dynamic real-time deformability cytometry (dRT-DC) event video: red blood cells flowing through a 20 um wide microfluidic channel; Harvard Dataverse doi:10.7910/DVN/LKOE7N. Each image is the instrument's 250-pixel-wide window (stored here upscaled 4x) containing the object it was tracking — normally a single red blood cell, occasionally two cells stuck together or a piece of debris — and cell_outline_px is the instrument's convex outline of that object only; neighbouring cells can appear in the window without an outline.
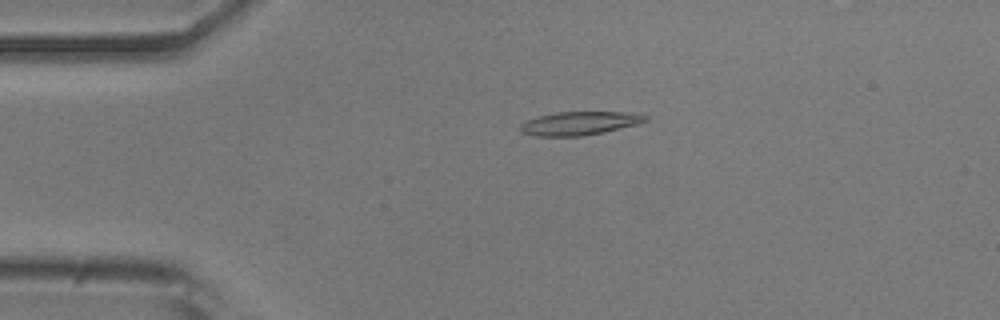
{"species": "common noctule bat (a hibernating species)", "species_latin": "Nyctalus noctula", "temperature_condition": "room temperature", "stored_images_in_passage": 52, "camera_frame_rate_fps": 3000, "um_per_image_px": 0.085, "animal": {"sex": "male", "body_mass_g": 20.5, "forearm_length_mm": 52.5}, "frame": {"image": 1, "passage_image": 11, "time_ms": 3.333, "image_size_px": [1000, 320], "cell_outline_px": [[648, 120], [640, 124], [604, 132], [580, 136], [536, 136], [520, 132], [520, 124], [524, 120], [556, 112], [632, 112], [648, 116]], "centroid_in_image_um": [49.27, 10.48], "position_along_channel_um": 35.7, "area_um2": 17.28}}
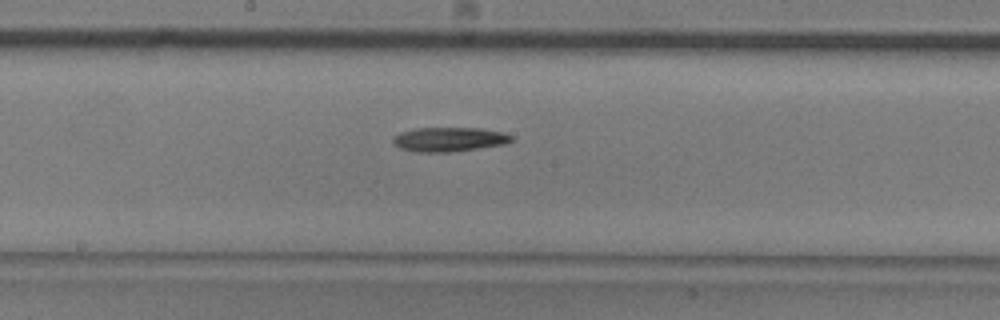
{"frame": {"image": 2, "passage_image": 27, "time_ms": 8.667, "image_size_px": [1000, 320], "cell_outline_px": [[516, 140], [504, 144], [448, 152], [416, 152], [400, 148], [392, 144], [392, 136], [400, 132], [416, 128], [480, 128], [504, 132], [512, 136]], "centroid_in_image_um": [38.15, 11.84], "position_along_channel_um": 210.1, "area_um2": 16.88}}
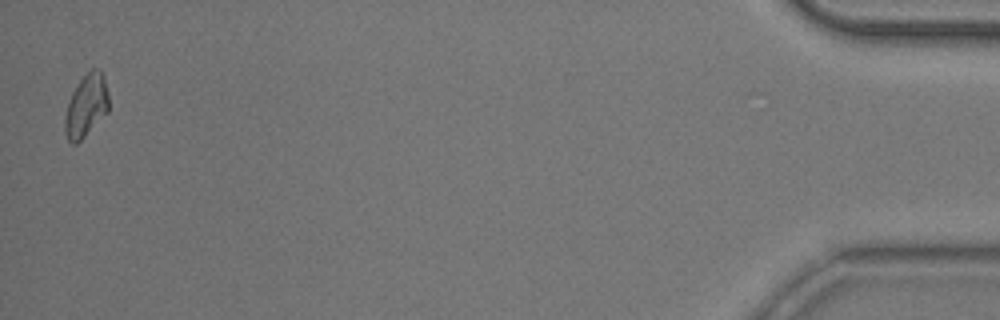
{"frame": {"image": 3, "passage_image": 51, "time_ms": 16.667, "image_size_px": [1000, 320], "cell_outline_px": [[108, 112], [76, 144], [72, 144], [68, 140], [64, 132], [64, 120], [68, 104], [72, 92], [80, 80], [92, 68], [96, 68], [104, 72], [108, 96]], "centroid_in_image_um": [7.33, 8.98], "position_along_channel_um": 427.9, "area_um2": 15.9}, "authors_computed_cell_mechanics": {"area_um2": 16.6175, "velocity_mm_per_s": 3.8903, "shape_relaxation_time_tau1_ms": 4.2327, "shape_relaxation_time_tau2_ms": null, "deformation_change_tau1": 0.1311, "deformation_change_tau2": null}}